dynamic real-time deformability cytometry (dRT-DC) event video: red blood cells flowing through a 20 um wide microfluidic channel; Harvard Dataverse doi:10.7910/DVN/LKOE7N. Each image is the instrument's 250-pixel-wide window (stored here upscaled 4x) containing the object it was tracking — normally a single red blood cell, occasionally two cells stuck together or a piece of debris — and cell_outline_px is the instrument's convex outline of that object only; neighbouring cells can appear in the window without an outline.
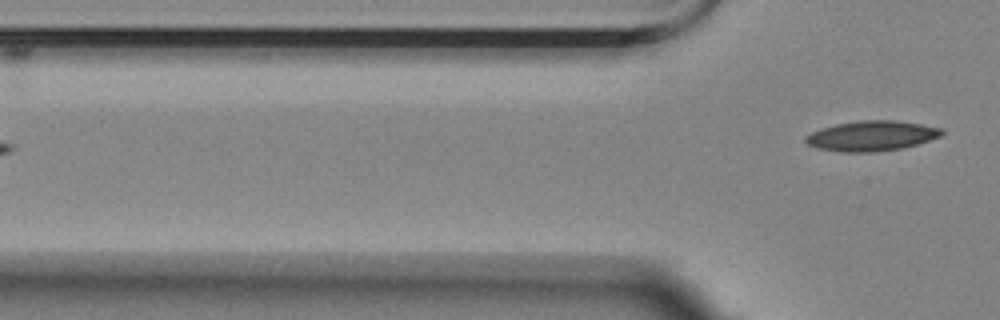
{"species": "Egyptian fruit bat (a non-hibernating species)", "species_latin": "Rousettus aegyptiacus", "temperature_condition": "room temperature", "stored_images_in_passage": 2, "camera_frame_rate_fps": 3000, "um_per_image_px": 0.085, "animal": {"sex": "female"}, "frame": {"image": 1, "passage_image": 2, "time_ms": 0.333, "image_size_px": [1000, 320], "cell_outline_px": [[944, 132], [940, 136], [904, 148], [876, 152], [840, 152], [820, 148], [808, 144], [804, 140], [804, 136], [820, 128], [836, 124], [860, 120], [896, 120], [920, 124], [940, 128]], "centroid_in_image_um": [74.06, 11.55], "position_along_channel_um": 51.7, "area_um2": 23.81}}